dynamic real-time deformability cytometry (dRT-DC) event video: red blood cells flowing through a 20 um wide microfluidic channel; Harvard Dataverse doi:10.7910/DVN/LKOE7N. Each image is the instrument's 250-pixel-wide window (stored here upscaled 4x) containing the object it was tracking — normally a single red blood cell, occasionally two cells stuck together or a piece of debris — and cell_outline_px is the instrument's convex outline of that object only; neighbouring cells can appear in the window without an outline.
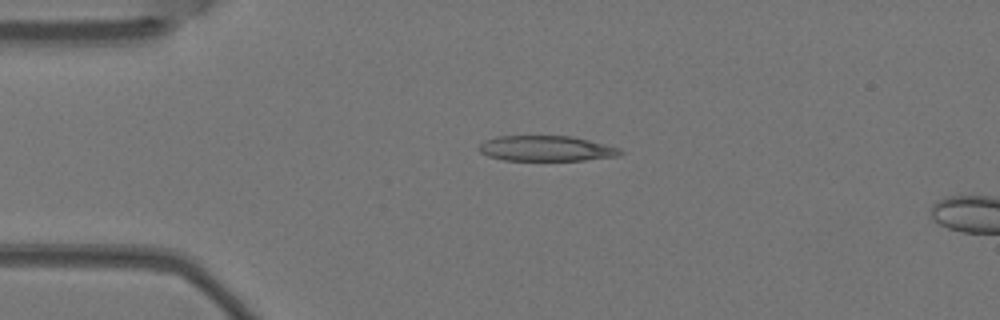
{"species": "Egyptian fruit bat (a non-hibernating species)", "species_latin": "Rousettus aegyptiacus", "temperature_condition": "warm", "stored_images_in_passage": 3, "camera_frame_rate_fps": 3000, "um_per_image_px": 0.085, "animal": {"sex": "female"}, "frame": {"image": 1, "passage_image": 1, "time_ms": 0.0, "image_size_px": [1000, 320], "cell_outline_px": [[624, 152], [620, 156], [584, 160], [504, 160], [488, 156], [480, 152], [476, 148], [484, 140], [496, 136], [572, 136], [620, 148]], "centroid_in_image_um": [46.41, 12.62], "position_along_channel_um": 38.6, "area_um2": 20.98}}
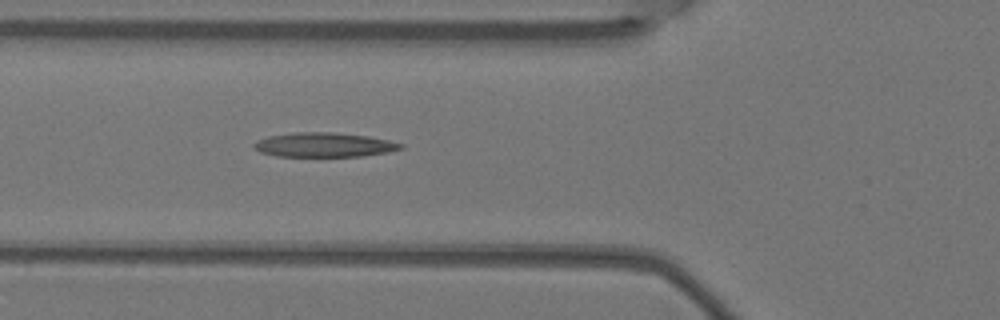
{"frame": {"image": 2, "passage_image": 3, "time_ms": 0.667, "image_size_px": [1000, 320], "cell_outline_px": [[404, 148], [388, 152], [360, 156], [276, 156], [260, 152], [252, 144], [256, 140], [268, 136], [296, 132], [332, 132], [368, 136], [388, 140], [404, 144]], "centroid_in_image_um": [27.55, 12.3], "position_along_channel_um": 98.3, "area_um2": 20.81}}